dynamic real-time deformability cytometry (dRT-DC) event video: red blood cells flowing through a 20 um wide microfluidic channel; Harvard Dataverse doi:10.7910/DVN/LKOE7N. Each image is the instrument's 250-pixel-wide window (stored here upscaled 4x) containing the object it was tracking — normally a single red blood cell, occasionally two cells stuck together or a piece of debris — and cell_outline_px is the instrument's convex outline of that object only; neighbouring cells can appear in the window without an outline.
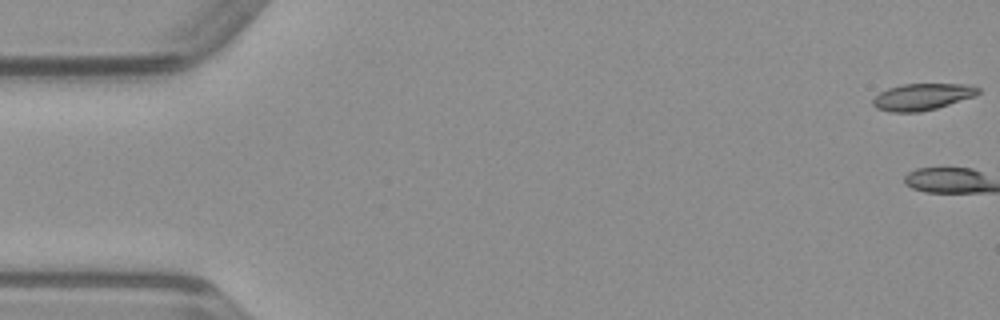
{"species": "common noctule bat (a hibernating species)", "species_latin": "Nyctalus noctula", "temperature_condition": "warm", "stored_images_in_passage": 2, "camera_frame_rate_fps": 3000, "um_per_image_px": 0.085, "animal": {"sex": "male", "body_mass_g": 23.1, "forearm_length_mm": 52.7}, "frame": {"image": 1, "passage_image": 1, "time_ms": 0.0, "image_size_px": [1000, 320], "cell_outline_px": [[980, 92], [976, 96], [936, 108], [920, 112], [888, 112], [876, 108], [872, 104], [872, 100], [880, 92], [888, 88], [904, 84], [972, 84], [980, 88]], "centroid_in_image_um": [78.41, 8.23], "position_along_channel_um": 6.6, "area_um2": 16.47}}